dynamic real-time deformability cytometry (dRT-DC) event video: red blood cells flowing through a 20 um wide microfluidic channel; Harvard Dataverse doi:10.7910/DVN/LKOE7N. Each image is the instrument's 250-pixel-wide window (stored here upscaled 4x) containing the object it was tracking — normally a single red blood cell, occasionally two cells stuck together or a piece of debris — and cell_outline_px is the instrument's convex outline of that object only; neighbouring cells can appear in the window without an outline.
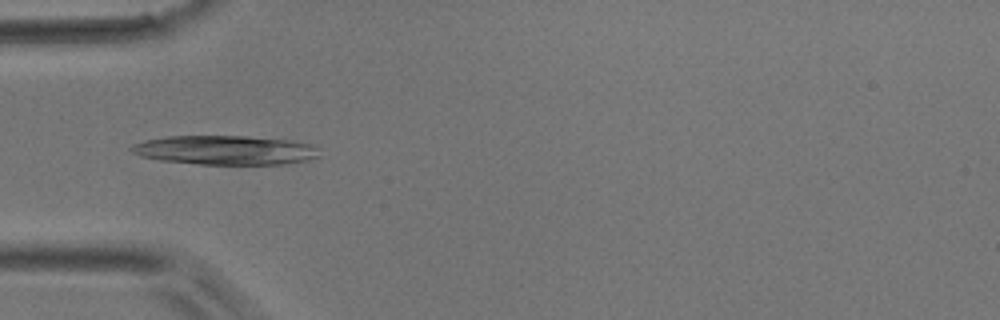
{"species": "common noctule bat (a hibernating species)", "species_latin": "Nyctalus noctula", "temperature_condition": "room temperature", "stored_images_in_passage": 41, "camera_frame_rate_fps": 3000, "um_per_image_px": 0.085, "animal": {"sex": "male", "body_mass_g": 17.9}, "frame": {"image": 1, "passage_image": 9, "time_ms": 2.667, "image_size_px": [1000, 320], "cell_outline_px": [[320, 156], [308, 160], [284, 164], [200, 164], [160, 160], [140, 156], [132, 152], [128, 148], [144, 140], [168, 136], [248, 136], [292, 140], [312, 144], [320, 148]], "centroid_in_image_um": [19.2, 12.75], "position_along_channel_um": 65.8, "area_um2": 32.19}}
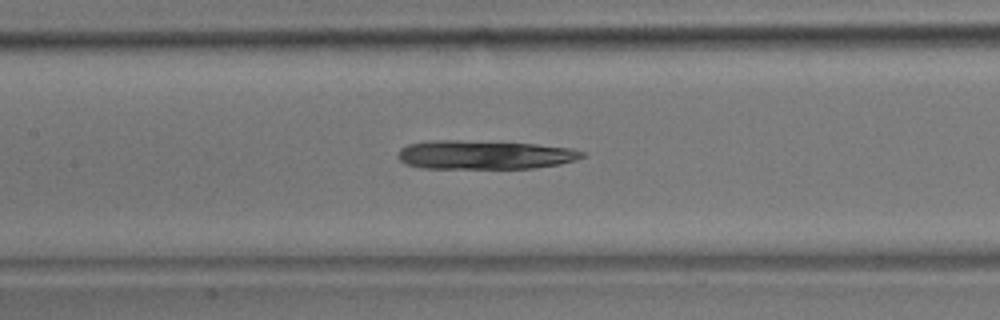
{"frame": {"image": 2, "passage_image": 16, "time_ms": 5.0, "image_size_px": [1000, 320], "cell_outline_px": [[588, 156], [576, 160], [560, 164], [532, 168], [420, 168], [404, 164], [396, 156], [400, 148], [408, 144], [432, 140], [460, 140], [536, 144], [572, 148], [584, 152]], "centroid_in_image_um": [41.17, 13.16], "position_along_channel_um": 166.2, "area_um2": 31.21}}
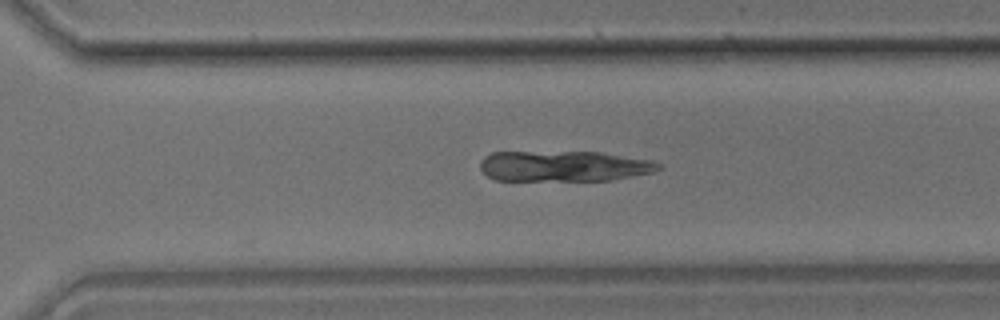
{"frame": {"image": 3, "passage_image": 27, "time_ms": 8.667, "image_size_px": [1000, 320], "cell_outline_px": [[664, 168], [652, 172], [612, 180], [496, 180], [488, 176], [480, 168], [480, 160], [484, 156], [492, 152], [600, 152], [652, 160], [664, 164]], "centroid_in_image_um": [47.97, 14.11], "position_along_channel_um": 322.6, "area_um2": 31.96}}